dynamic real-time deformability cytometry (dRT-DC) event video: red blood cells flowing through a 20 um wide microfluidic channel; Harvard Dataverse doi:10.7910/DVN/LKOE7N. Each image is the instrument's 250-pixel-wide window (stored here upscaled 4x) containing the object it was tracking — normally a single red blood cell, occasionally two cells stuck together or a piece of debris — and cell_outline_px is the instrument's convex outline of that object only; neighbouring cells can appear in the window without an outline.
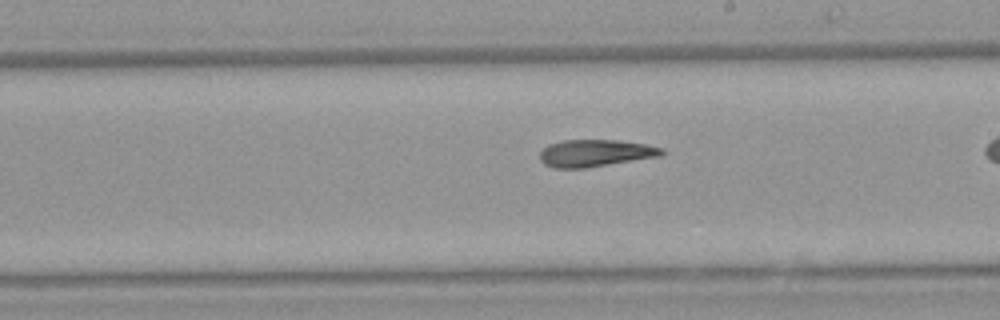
{"species": "Egyptian fruit bat (a non-hibernating species)", "species_latin": "Rousettus aegyptiacus", "temperature_condition": "warm", "stored_images_in_passage": 27, "camera_frame_rate_fps": 3000, "um_per_image_px": 0.085, "animal": {"sex": "female"}, "frame": {"image": 1, "passage_image": 19, "time_ms": 6.0, "image_size_px": [1000, 320], "cell_outline_px": [[664, 156], [584, 168], [556, 168], [544, 164], [540, 160], [540, 152], [548, 144], [564, 140], [616, 140], [644, 144], [664, 148]], "centroid_in_image_um": [50.63, 13.02], "position_along_channel_um": 238.4, "area_um2": 19.31}}
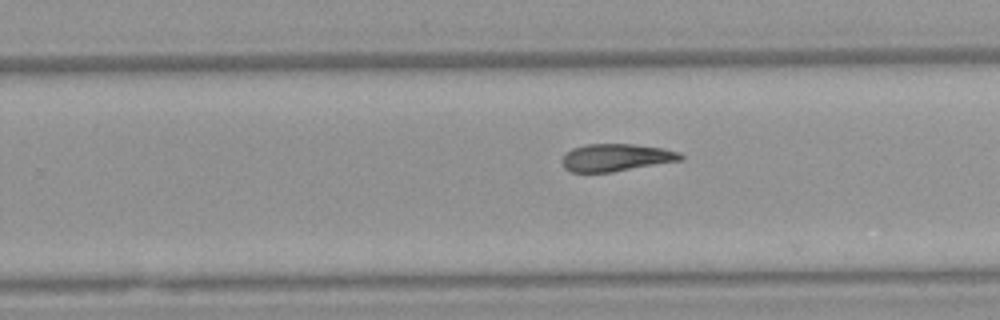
{"frame": {"image": 2, "passage_image": 22, "time_ms": 7.0, "image_size_px": [1000, 320], "cell_outline_px": [[684, 160], [612, 172], [572, 172], [564, 168], [564, 156], [572, 148], [588, 144], [632, 144], [664, 148], [680, 152], [684, 156]], "centroid_in_image_um": [52.44, 13.39], "position_along_channel_um": 277.4, "area_um2": 18.9}}